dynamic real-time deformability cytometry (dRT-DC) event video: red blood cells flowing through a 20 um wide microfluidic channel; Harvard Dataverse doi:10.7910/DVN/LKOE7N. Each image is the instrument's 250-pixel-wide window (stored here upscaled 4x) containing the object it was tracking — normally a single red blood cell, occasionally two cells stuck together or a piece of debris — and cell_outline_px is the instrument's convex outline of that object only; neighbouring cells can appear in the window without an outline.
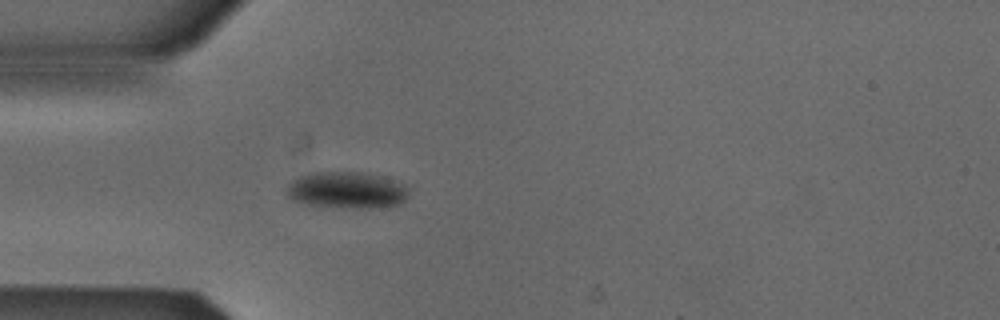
{"species": "Egyptian fruit bat (a non-hibernating species)", "species_latin": "Rousettus aegyptiacus", "temperature_condition": "cold", "stored_images_in_passage": 4, "camera_frame_rate_fps": 3000, "um_per_image_px": 0.085, "animal": {"sex": "male"}, "frame": {"image": 1, "passage_image": 4, "time_ms": 1.0, "image_size_px": [1000, 320], "cell_outline_px": [[408, 196], [400, 204], [368, 208], [344, 208], [308, 204], [292, 200], [288, 196], [288, 184], [292, 180], [308, 172], [360, 172], [384, 176], [404, 184], [408, 188]], "centroid_in_image_um": [29.49, 16.15], "position_along_channel_um": 55.5, "area_um2": 26.13}}